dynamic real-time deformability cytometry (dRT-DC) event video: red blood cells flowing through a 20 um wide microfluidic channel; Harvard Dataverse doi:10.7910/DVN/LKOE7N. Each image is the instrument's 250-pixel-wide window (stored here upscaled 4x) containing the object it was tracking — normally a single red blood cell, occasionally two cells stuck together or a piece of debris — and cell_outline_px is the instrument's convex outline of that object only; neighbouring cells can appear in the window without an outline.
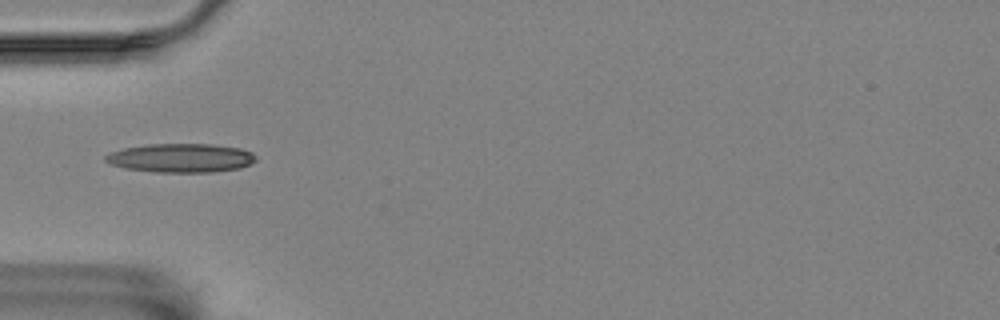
{"species": "Egyptian fruit bat (a non-hibernating species)", "species_latin": "Rousettus aegyptiacus", "temperature_condition": "room temperature", "stored_images_in_passage": 7, "camera_frame_rate_fps": 3000, "um_per_image_px": 0.085, "animal": {"sex": "female"}, "frame": {"image": 1, "passage_image": 4, "time_ms": 4.333, "image_size_px": [1000, 320], "cell_outline_px": [[256, 160], [240, 168], [212, 172], [156, 172], [128, 168], [112, 164], [104, 160], [104, 156], [112, 152], [124, 148], [148, 144], [212, 144], [240, 148], [252, 152], [256, 156]], "centroid_in_image_um": [15.41, 13.42], "position_along_channel_um": 69.6, "area_um2": 25.09}}
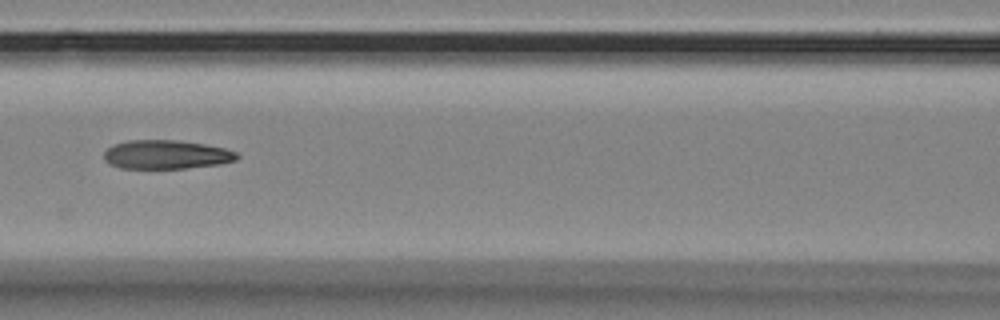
{"frame": {"image": 2, "passage_image": 6, "time_ms": 6.667, "image_size_px": [1000, 320], "cell_outline_px": [[240, 156], [236, 160], [220, 164], [184, 168], [120, 168], [108, 164], [104, 160], [104, 152], [112, 144], [128, 140], [180, 140], [204, 144], [224, 148], [236, 152]], "centroid_in_image_um": [14.11, 13.13], "position_along_channel_um": 152.5, "area_um2": 22.48}}
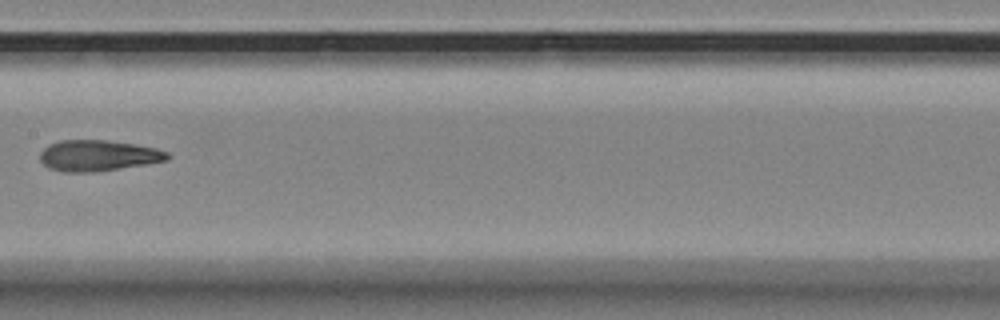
{"frame": {"image": 3, "passage_image": 7, "time_ms": 8.0, "image_size_px": [1000, 320], "cell_outline_px": [[172, 156], [168, 160], [96, 172], [60, 172], [48, 168], [40, 160], [40, 152], [48, 144], [60, 140], [104, 140], [136, 144], [156, 148], [168, 152]], "centroid_in_image_um": [8.32, 13.22], "position_along_channel_um": 199.1, "area_um2": 23.12}}